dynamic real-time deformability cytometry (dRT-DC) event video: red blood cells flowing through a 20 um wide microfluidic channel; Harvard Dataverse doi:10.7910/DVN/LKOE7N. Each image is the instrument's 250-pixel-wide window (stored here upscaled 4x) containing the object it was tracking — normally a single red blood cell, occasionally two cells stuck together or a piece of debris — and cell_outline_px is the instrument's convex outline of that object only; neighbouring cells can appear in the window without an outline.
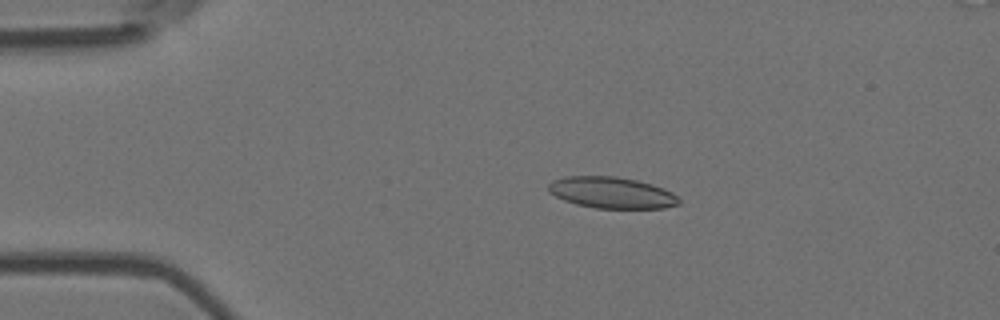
{"species": "Egyptian fruit bat (a non-hibernating species)", "species_latin": "Rousettus aegyptiacus", "temperature_condition": "room temperature", "stored_images_in_passage": 6, "camera_frame_rate_fps": 3000, "um_per_image_px": 0.085, "animal": {"sex": "female"}, "frame": {"image": 1, "passage_image": 3, "time_ms": 0.667, "image_size_px": [1000, 320], "cell_outline_px": [[680, 204], [664, 208], [596, 208], [576, 204], [564, 200], [548, 192], [548, 184], [552, 180], [564, 176], [616, 176], [636, 180], [652, 184], [664, 188], [672, 192], [680, 200]], "centroid_in_image_um": [51.98, 16.37], "position_along_channel_um": 33.0, "area_um2": 23.93}}
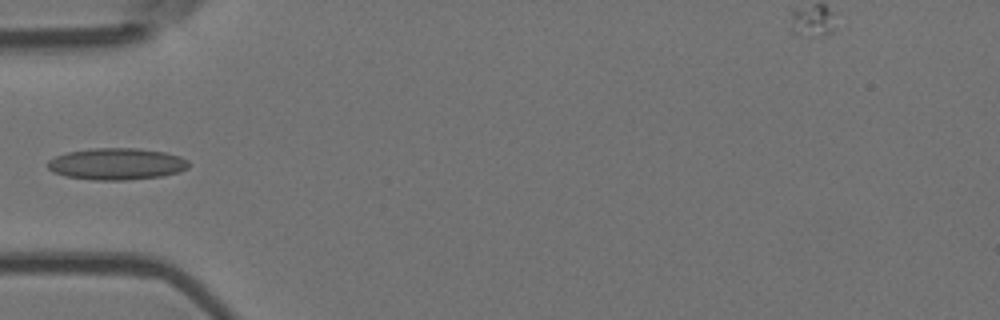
{"frame": {"image": 2, "passage_image": 5, "time_ms": 1.333, "image_size_px": [1000, 320], "cell_outline_px": [[188, 168], [176, 172], [160, 176], [124, 180], [92, 180], [64, 176], [52, 172], [48, 168], [48, 160], [56, 156], [68, 152], [92, 148], [140, 148], [164, 152], [180, 156], [188, 160]], "centroid_in_image_um": [9.88, 13.93], "position_along_channel_um": 75.1, "area_um2": 26.01}}
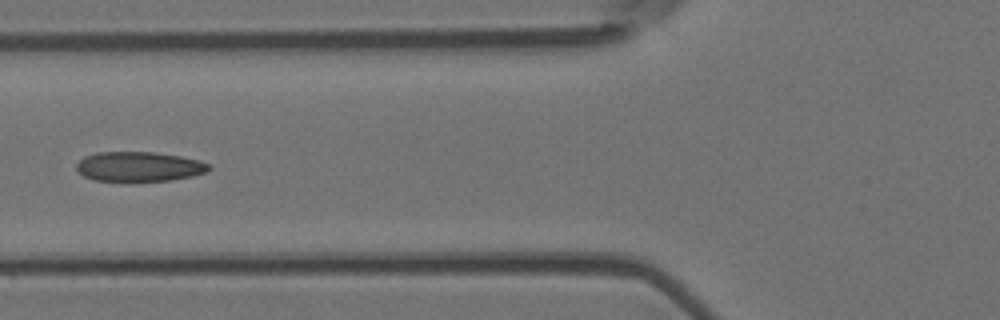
{"frame": {"image": 3, "passage_image": 6, "time_ms": 1.667, "image_size_px": [1000, 320], "cell_outline_px": [[212, 168], [208, 172], [192, 176], [172, 180], [96, 180], [84, 176], [76, 168], [76, 164], [84, 156], [96, 152], [152, 152], [180, 156], [200, 160], [212, 164]], "centroid_in_image_um": [11.88, 14.14], "position_along_channel_um": 113.9, "area_um2": 22.83}}